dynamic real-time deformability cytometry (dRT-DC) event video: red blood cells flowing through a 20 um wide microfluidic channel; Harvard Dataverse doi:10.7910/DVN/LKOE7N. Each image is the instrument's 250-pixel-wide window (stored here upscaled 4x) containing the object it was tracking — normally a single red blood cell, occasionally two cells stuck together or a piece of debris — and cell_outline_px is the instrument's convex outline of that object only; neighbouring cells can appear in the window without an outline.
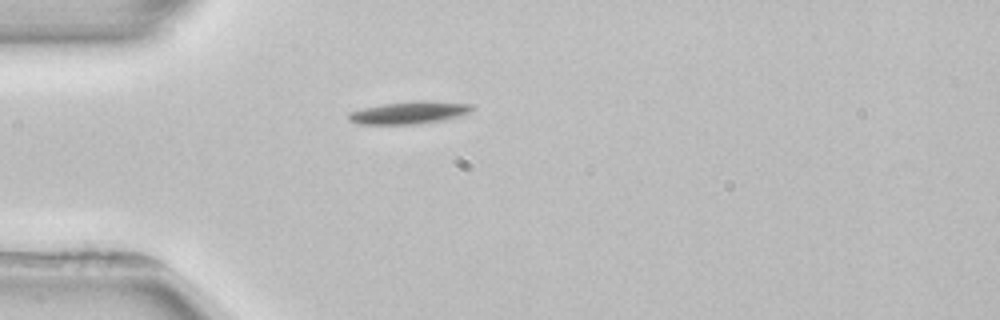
{"species": "common noctule bat (a hibernating species)", "species_latin": "Nyctalus noctula", "temperature_condition": "room temperature", "stored_images_in_passage": 3, "camera_frame_rate_fps": 3000, "um_per_image_px": 0.085, "animal": {"sex": "female", "body_mass_g": 22.7, "forearm_length_mm": 54.2}, "frame": {"image": 1, "passage_image": 3, "time_ms": 4.333, "image_size_px": [1000, 320], "cell_outline_px": [[472, 108], [468, 112], [460, 116], [444, 120], [416, 124], [356, 124], [348, 120], [348, 112], [364, 108], [384, 104], [472, 104]], "centroid_in_image_um": [34.62, 9.66], "position_along_channel_um": 50.4, "area_um2": 14.74}}